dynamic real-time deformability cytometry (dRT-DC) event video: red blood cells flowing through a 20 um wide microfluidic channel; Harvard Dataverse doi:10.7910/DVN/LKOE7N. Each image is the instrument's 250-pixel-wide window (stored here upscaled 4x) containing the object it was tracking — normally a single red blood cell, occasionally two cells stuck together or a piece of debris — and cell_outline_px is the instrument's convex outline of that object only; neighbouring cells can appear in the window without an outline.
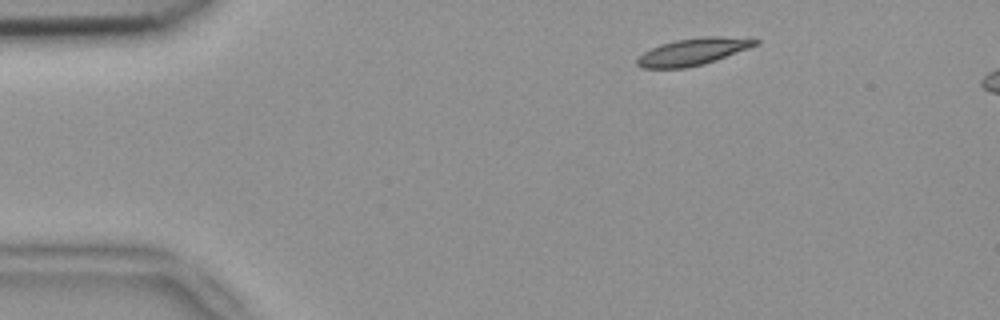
{"species": "common noctule bat (a hibernating species)", "species_latin": "Nyctalus noctula", "temperature_condition": "room temperature", "stored_images_in_passage": 4, "camera_frame_rate_fps": 3000, "um_per_image_px": 0.085, "animal": {"sex": "female", "body_mass_g": 18.4}, "frame": {"image": 1, "passage_image": 1, "time_ms": 0.0, "image_size_px": [1000, 320], "cell_outline_px": [[760, 44], [716, 60], [704, 64], [684, 68], [640, 68], [636, 64], [636, 60], [644, 52], [660, 44], [676, 40], [700, 36], [720, 36], [760, 40]], "centroid_in_image_um": [58.9, 4.39], "position_along_channel_um": 26.1, "area_um2": 18.55}}